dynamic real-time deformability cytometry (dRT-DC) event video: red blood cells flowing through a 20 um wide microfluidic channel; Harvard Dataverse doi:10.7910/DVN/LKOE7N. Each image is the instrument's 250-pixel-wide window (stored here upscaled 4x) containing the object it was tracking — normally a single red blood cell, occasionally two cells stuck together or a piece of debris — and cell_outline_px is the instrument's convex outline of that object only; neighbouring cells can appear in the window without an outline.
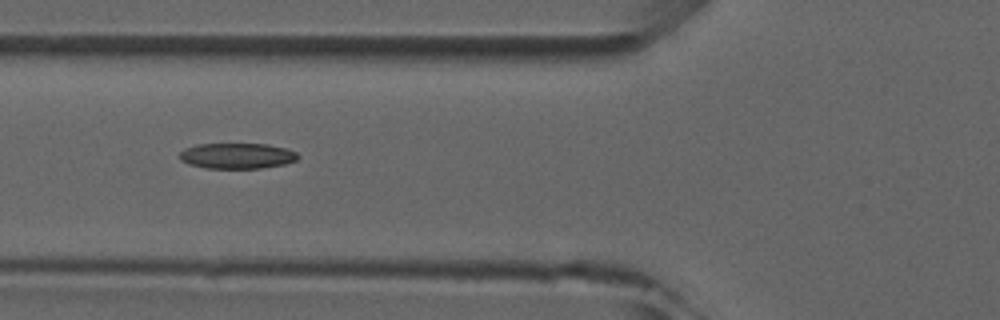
{"species": "common noctule bat (a hibernating species)", "species_latin": "Nyctalus noctula", "temperature_condition": "room temperature", "stored_images_in_passage": 5, "camera_frame_rate_fps": 3000, "um_per_image_px": 0.085, "animal": {"sex": "male", "forearm_length_mm": 52.5}, "frame": {"image": 1, "passage_image": 4, "time_ms": 3.333, "image_size_px": [1000, 320], "cell_outline_px": [[300, 156], [296, 160], [284, 164], [260, 168], [208, 168], [188, 164], [180, 160], [180, 152], [184, 148], [196, 144], [268, 144], [284, 148], [296, 152]], "centroid_in_image_um": [20.13, 13.24], "position_along_channel_um": 105.7, "area_um2": 17.63}}
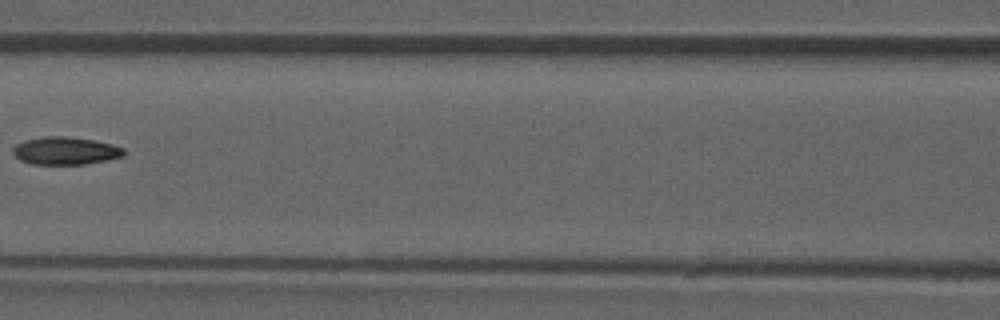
{"frame": {"image": 2, "passage_image": 5, "time_ms": 4.667, "image_size_px": [1000, 320], "cell_outline_px": [[124, 156], [108, 160], [84, 164], [32, 164], [20, 160], [12, 152], [12, 148], [16, 144], [24, 140], [44, 136], [64, 136], [96, 140], [112, 144], [124, 148]], "centroid_in_image_um": [5.56, 12.81], "position_along_channel_um": 161.0, "area_um2": 18.03}}